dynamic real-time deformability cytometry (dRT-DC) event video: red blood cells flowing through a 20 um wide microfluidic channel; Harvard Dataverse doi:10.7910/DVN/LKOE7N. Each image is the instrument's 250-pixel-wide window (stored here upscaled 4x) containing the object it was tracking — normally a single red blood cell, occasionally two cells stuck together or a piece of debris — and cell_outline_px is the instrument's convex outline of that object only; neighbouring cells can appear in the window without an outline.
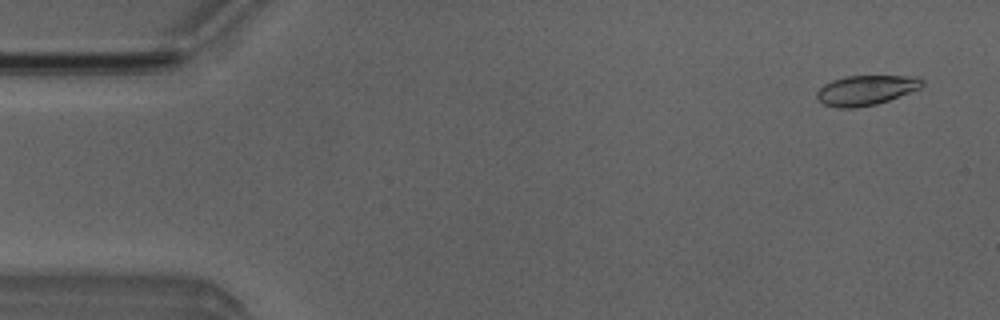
{"species": "Egyptian fruit bat (a non-hibernating species)", "species_latin": "Rousettus aegyptiacus", "temperature_condition": "room temperature", "stored_images_in_passage": 5, "camera_frame_rate_fps": 3000, "um_per_image_px": 0.085, "animal": {"sex": "male"}, "frame": {"image": 1, "passage_image": 1, "time_ms": 0.0, "image_size_px": [1000, 320], "cell_outline_px": [[924, 84], [920, 88], [888, 100], [876, 104], [856, 108], [836, 108], [824, 104], [816, 96], [816, 92], [824, 84], [832, 80], [844, 76], [916, 76], [924, 80]], "centroid_in_image_um": [73.59, 7.66], "position_along_channel_um": 11.4, "area_um2": 18.32}}